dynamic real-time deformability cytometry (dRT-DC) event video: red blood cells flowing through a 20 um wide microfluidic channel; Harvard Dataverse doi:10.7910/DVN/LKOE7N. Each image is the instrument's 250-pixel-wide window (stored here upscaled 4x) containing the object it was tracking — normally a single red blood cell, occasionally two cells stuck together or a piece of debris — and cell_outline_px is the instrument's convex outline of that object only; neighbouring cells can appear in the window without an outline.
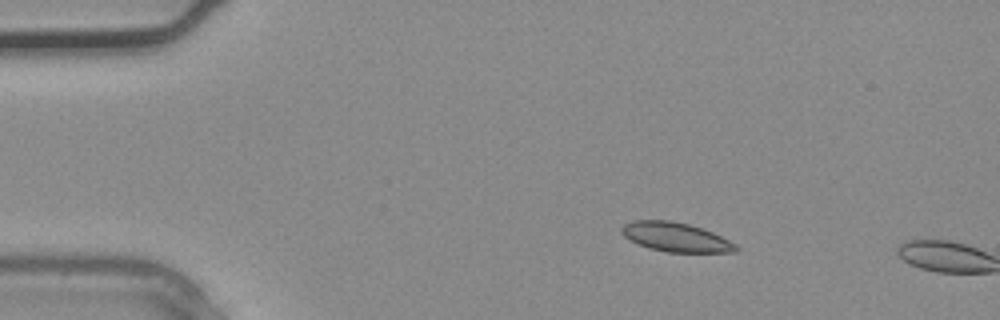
{"species": "common noctule bat (a hibernating species)", "species_latin": "Nyctalus noctula", "temperature_condition": "warm", "stored_images_in_passage": 2, "camera_frame_rate_fps": 3000, "um_per_image_px": 0.085, "animal": {"sex": "male", "body_mass_g": 20.4}, "frame": {"image": 1, "passage_image": 1, "time_ms": 0.0, "image_size_px": [1000, 320], "cell_outline_px": [[740, 248], [736, 252], [668, 252], [648, 248], [624, 236], [620, 232], [620, 228], [624, 224], [632, 220], [672, 220], [688, 224], [712, 232], [736, 244]], "centroid_in_image_um": [57.43, 20.15], "position_along_channel_um": 27.6, "area_um2": 19.36}}